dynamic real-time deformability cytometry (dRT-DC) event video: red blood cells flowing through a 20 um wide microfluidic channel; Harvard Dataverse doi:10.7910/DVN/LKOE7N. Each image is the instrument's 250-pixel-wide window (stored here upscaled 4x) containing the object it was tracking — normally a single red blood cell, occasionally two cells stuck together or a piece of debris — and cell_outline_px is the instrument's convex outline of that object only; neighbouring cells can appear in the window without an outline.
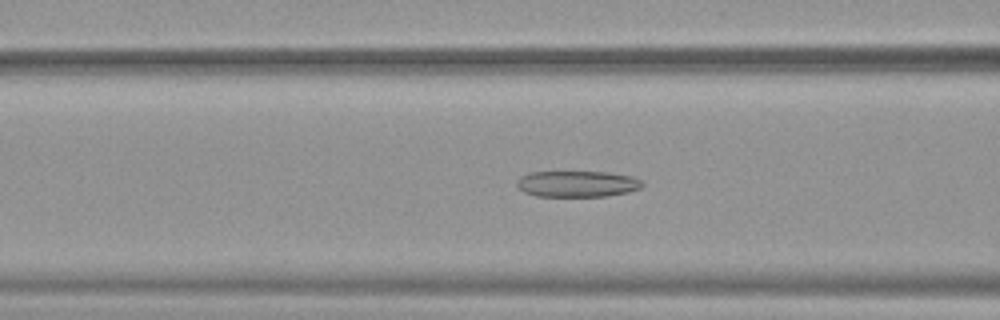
{"species": "common noctule bat (a hibernating species)", "species_latin": "Nyctalus noctula", "temperature_condition": "warm", "stored_images_in_passage": 52, "camera_frame_rate_fps": 3000, "um_per_image_px": 0.085, "animal": {"sex": "female", "body_mass_g": 19.9}, "frame": {"image": 1, "passage_image": 21, "time_ms": 6.667, "image_size_px": [1000, 320], "cell_outline_px": [[644, 184], [640, 188], [628, 192], [608, 196], [536, 196], [524, 192], [516, 184], [516, 180], [520, 176], [528, 172], [608, 172], [632, 176], [640, 180]], "centroid_in_image_um": [49.05, 15.62], "position_along_channel_um": 117.6, "area_um2": 19.19}}
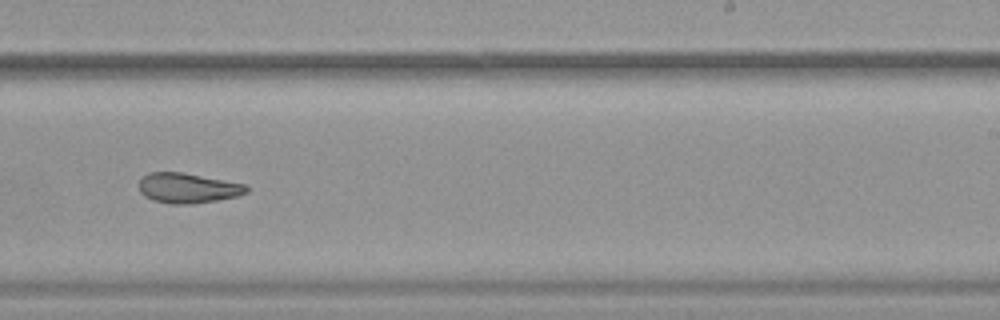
{"frame": {"image": 2, "passage_image": 33, "time_ms": 10.667, "image_size_px": [1000, 320], "cell_outline_px": [[248, 192], [236, 196], [216, 200], [192, 204], [168, 204], [152, 200], [144, 196], [140, 192], [140, 180], [148, 172], [184, 172], [248, 184]], "centroid_in_image_um": [15.98, 15.98], "position_along_channel_um": 273.0, "area_um2": 19.02}}
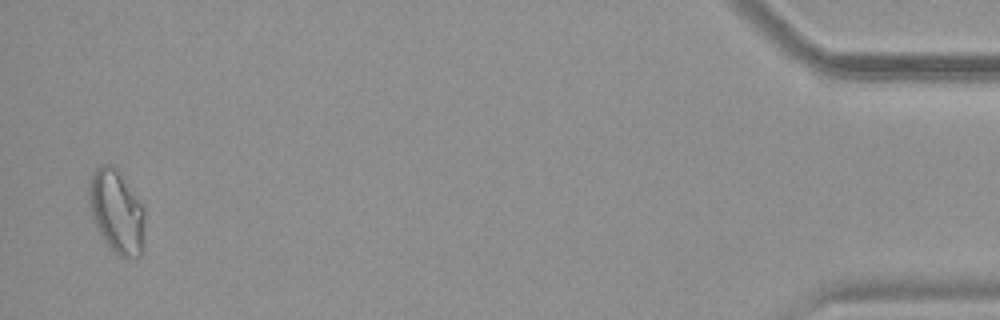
{"frame": {"image": 3, "passage_image": 51, "time_ms": 16.667, "image_size_px": [1000, 320], "cell_outline_px": [[144, 252], [140, 256], [128, 260], [124, 260], [108, 248], [100, 236], [92, 216], [88, 204], [88, 176], [100, 164], [116, 164], [144, 204]], "centroid_in_image_um": [9.92, 17.97], "position_along_channel_um": 425.3, "area_um2": 28.78}, "authors_computed_cell_mechanics": {"area_um2": 22.9177, "velocity_mm_per_s": 3.8972, "shape_relaxation_time_tau1_ms": null, "shape_relaxation_time_tau2_ms": 2.2425, "deformation_change_tau1": null, "deformation_change_tau2": 0.0939}}